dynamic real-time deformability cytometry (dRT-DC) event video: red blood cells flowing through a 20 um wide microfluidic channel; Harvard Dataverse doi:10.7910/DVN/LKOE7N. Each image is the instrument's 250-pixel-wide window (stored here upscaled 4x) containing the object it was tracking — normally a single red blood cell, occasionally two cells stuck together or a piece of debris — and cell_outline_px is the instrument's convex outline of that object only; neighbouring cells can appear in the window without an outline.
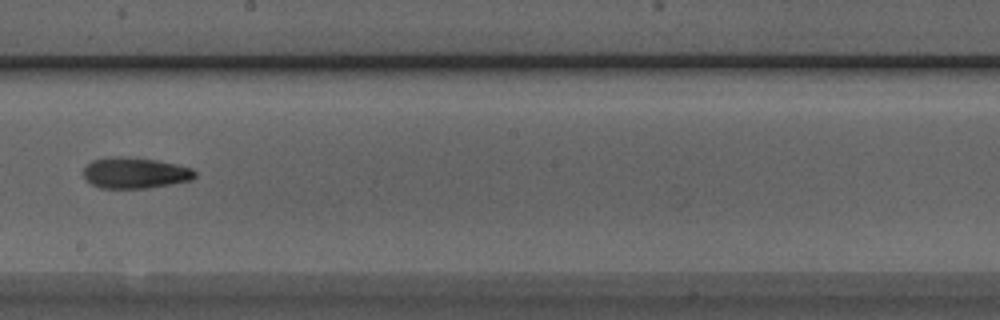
{"species": "Egyptian fruit bat (a non-hibernating species)", "species_latin": "Rousettus aegyptiacus", "temperature_condition": "room temperature", "stored_images_in_passage": 9, "camera_frame_rate_fps": 3000, "um_per_image_px": 0.085, "animal": {"sex": "male"}, "frame": {"image": 1, "passage_image": 8, "time_ms": 2.333, "image_size_px": [1000, 320], "cell_outline_px": [[196, 176], [192, 180], [172, 184], [148, 188], [100, 188], [92, 184], [84, 176], [84, 168], [92, 160], [108, 156], [120, 156], [160, 160], [192, 168], [196, 172]], "centroid_in_image_um": [11.5, 14.69], "position_along_channel_um": 236.7, "area_um2": 20.29}}
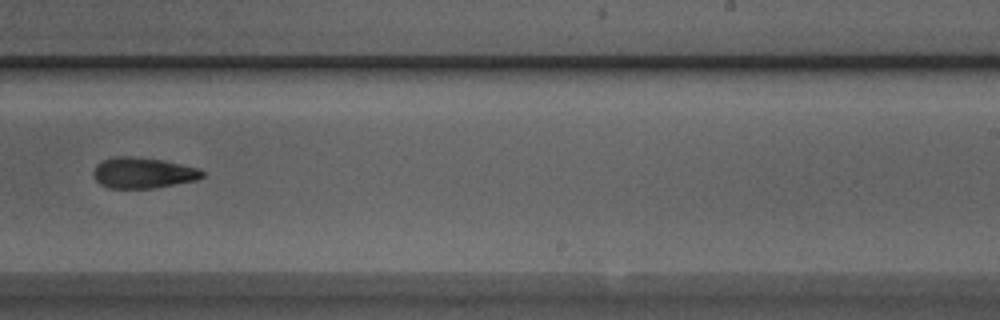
{"frame": {"image": 2, "passage_image": 9, "time_ms": 2.667, "image_size_px": [1000, 320], "cell_outline_px": [[204, 176], [196, 180], [152, 188], [108, 188], [100, 184], [92, 176], [92, 172], [96, 164], [100, 160], [112, 156], [132, 156], [164, 160], [200, 168], [204, 172]], "centroid_in_image_um": [12.11, 14.67], "position_along_channel_um": 276.9, "area_um2": 19.83}}